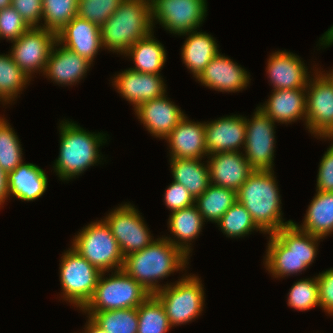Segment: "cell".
<instances>
[{"label": "cell", "instance_id": "obj_43", "mask_svg": "<svg viewBox=\"0 0 333 333\" xmlns=\"http://www.w3.org/2000/svg\"><path fill=\"white\" fill-rule=\"evenodd\" d=\"M319 162L316 191L333 192V140Z\"/></svg>", "mask_w": 333, "mask_h": 333}, {"label": "cell", "instance_id": "obj_32", "mask_svg": "<svg viewBox=\"0 0 333 333\" xmlns=\"http://www.w3.org/2000/svg\"><path fill=\"white\" fill-rule=\"evenodd\" d=\"M30 81L31 79L14 62L10 52L0 54V102L3 106L13 103Z\"/></svg>", "mask_w": 333, "mask_h": 333}, {"label": "cell", "instance_id": "obj_29", "mask_svg": "<svg viewBox=\"0 0 333 333\" xmlns=\"http://www.w3.org/2000/svg\"><path fill=\"white\" fill-rule=\"evenodd\" d=\"M153 33L138 40L124 56L130 57L134 61V67L130 69L141 73L161 75L160 72L165 65L167 53L164 45L156 40Z\"/></svg>", "mask_w": 333, "mask_h": 333}, {"label": "cell", "instance_id": "obj_21", "mask_svg": "<svg viewBox=\"0 0 333 333\" xmlns=\"http://www.w3.org/2000/svg\"><path fill=\"white\" fill-rule=\"evenodd\" d=\"M207 159L210 183L235 191L254 171L242 151L213 153Z\"/></svg>", "mask_w": 333, "mask_h": 333}, {"label": "cell", "instance_id": "obj_12", "mask_svg": "<svg viewBox=\"0 0 333 333\" xmlns=\"http://www.w3.org/2000/svg\"><path fill=\"white\" fill-rule=\"evenodd\" d=\"M134 204L126 202L111 210L104 220L117 240L124 258L149 246L154 241L144 218Z\"/></svg>", "mask_w": 333, "mask_h": 333}, {"label": "cell", "instance_id": "obj_27", "mask_svg": "<svg viewBox=\"0 0 333 333\" xmlns=\"http://www.w3.org/2000/svg\"><path fill=\"white\" fill-rule=\"evenodd\" d=\"M180 36H187L181 48V58L189 72L197 78L209 62L220 52L216 39L206 33L194 30Z\"/></svg>", "mask_w": 333, "mask_h": 333}, {"label": "cell", "instance_id": "obj_6", "mask_svg": "<svg viewBox=\"0 0 333 333\" xmlns=\"http://www.w3.org/2000/svg\"><path fill=\"white\" fill-rule=\"evenodd\" d=\"M100 274L94 294L80 310L91 316L95 312L138 308L151 294L125 271Z\"/></svg>", "mask_w": 333, "mask_h": 333}, {"label": "cell", "instance_id": "obj_48", "mask_svg": "<svg viewBox=\"0 0 333 333\" xmlns=\"http://www.w3.org/2000/svg\"><path fill=\"white\" fill-rule=\"evenodd\" d=\"M11 1L12 0H0V10L11 6Z\"/></svg>", "mask_w": 333, "mask_h": 333}, {"label": "cell", "instance_id": "obj_15", "mask_svg": "<svg viewBox=\"0 0 333 333\" xmlns=\"http://www.w3.org/2000/svg\"><path fill=\"white\" fill-rule=\"evenodd\" d=\"M112 85L116 91L133 105L140 104L166 95V84L161 75L141 73L130 68L114 75Z\"/></svg>", "mask_w": 333, "mask_h": 333}, {"label": "cell", "instance_id": "obj_17", "mask_svg": "<svg viewBox=\"0 0 333 333\" xmlns=\"http://www.w3.org/2000/svg\"><path fill=\"white\" fill-rule=\"evenodd\" d=\"M266 72L273 89H306L311 73L298 55L287 50L273 52L267 59Z\"/></svg>", "mask_w": 333, "mask_h": 333}, {"label": "cell", "instance_id": "obj_40", "mask_svg": "<svg viewBox=\"0 0 333 333\" xmlns=\"http://www.w3.org/2000/svg\"><path fill=\"white\" fill-rule=\"evenodd\" d=\"M29 28L12 6L0 10V40L5 38L9 42L17 40Z\"/></svg>", "mask_w": 333, "mask_h": 333}, {"label": "cell", "instance_id": "obj_45", "mask_svg": "<svg viewBox=\"0 0 333 333\" xmlns=\"http://www.w3.org/2000/svg\"><path fill=\"white\" fill-rule=\"evenodd\" d=\"M7 176L8 174L0 167V208L3 207L5 200L7 202L9 198Z\"/></svg>", "mask_w": 333, "mask_h": 333}, {"label": "cell", "instance_id": "obj_41", "mask_svg": "<svg viewBox=\"0 0 333 333\" xmlns=\"http://www.w3.org/2000/svg\"><path fill=\"white\" fill-rule=\"evenodd\" d=\"M195 198L188 189L175 181L167 186L164 193V204L172 212L194 204Z\"/></svg>", "mask_w": 333, "mask_h": 333}, {"label": "cell", "instance_id": "obj_9", "mask_svg": "<svg viewBox=\"0 0 333 333\" xmlns=\"http://www.w3.org/2000/svg\"><path fill=\"white\" fill-rule=\"evenodd\" d=\"M59 265L60 296L81 310L92 298L102 272L71 247L62 254Z\"/></svg>", "mask_w": 333, "mask_h": 333}, {"label": "cell", "instance_id": "obj_14", "mask_svg": "<svg viewBox=\"0 0 333 333\" xmlns=\"http://www.w3.org/2000/svg\"><path fill=\"white\" fill-rule=\"evenodd\" d=\"M57 41V34L41 27H30L17 40L11 41L14 62L31 79L44 73L48 57Z\"/></svg>", "mask_w": 333, "mask_h": 333}, {"label": "cell", "instance_id": "obj_10", "mask_svg": "<svg viewBox=\"0 0 333 333\" xmlns=\"http://www.w3.org/2000/svg\"><path fill=\"white\" fill-rule=\"evenodd\" d=\"M331 70L326 73L315 67L306 86L305 126L315 138L325 140L333 133V69Z\"/></svg>", "mask_w": 333, "mask_h": 333}, {"label": "cell", "instance_id": "obj_1", "mask_svg": "<svg viewBox=\"0 0 333 333\" xmlns=\"http://www.w3.org/2000/svg\"><path fill=\"white\" fill-rule=\"evenodd\" d=\"M320 239L294 223L284 226L269 234L264 267L276 279L306 271L317 256Z\"/></svg>", "mask_w": 333, "mask_h": 333}, {"label": "cell", "instance_id": "obj_44", "mask_svg": "<svg viewBox=\"0 0 333 333\" xmlns=\"http://www.w3.org/2000/svg\"><path fill=\"white\" fill-rule=\"evenodd\" d=\"M320 308L325 313L333 314V268L319 273L317 276Z\"/></svg>", "mask_w": 333, "mask_h": 333}, {"label": "cell", "instance_id": "obj_34", "mask_svg": "<svg viewBox=\"0 0 333 333\" xmlns=\"http://www.w3.org/2000/svg\"><path fill=\"white\" fill-rule=\"evenodd\" d=\"M217 225L229 238L245 237L253 231L263 233L254 223L247 209L238 201L223 214Z\"/></svg>", "mask_w": 333, "mask_h": 333}, {"label": "cell", "instance_id": "obj_47", "mask_svg": "<svg viewBox=\"0 0 333 333\" xmlns=\"http://www.w3.org/2000/svg\"><path fill=\"white\" fill-rule=\"evenodd\" d=\"M88 320L85 324V328H83V332L80 333H108L104 329H102L100 326H98L89 316H87Z\"/></svg>", "mask_w": 333, "mask_h": 333}, {"label": "cell", "instance_id": "obj_42", "mask_svg": "<svg viewBox=\"0 0 333 333\" xmlns=\"http://www.w3.org/2000/svg\"><path fill=\"white\" fill-rule=\"evenodd\" d=\"M11 6L21 15L29 27H41L43 0H12Z\"/></svg>", "mask_w": 333, "mask_h": 333}, {"label": "cell", "instance_id": "obj_31", "mask_svg": "<svg viewBox=\"0 0 333 333\" xmlns=\"http://www.w3.org/2000/svg\"><path fill=\"white\" fill-rule=\"evenodd\" d=\"M236 201L235 190L210 183L208 188L195 198L194 204L205 222L209 221L216 224Z\"/></svg>", "mask_w": 333, "mask_h": 333}, {"label": "cell", "instance_id": "obj_18", "mask_svg": "<svg viewBox=\"0 0 333 333\" xmlns=\"http://www.w3.org/2000/svg\"><path fill=\"white\" fill-rule=\"evenodd\" d=\"M207 153L234 152L244 149L246 139L245 116L227 115L205 122Z\"/></svg>", "mask_w": 333, "mask_h": 333}, {"label": "cell", "instance_id": "obj_46", "mask_svg": "<svg viewBox=\"0 0 333 333\" xmlns=\"http://www.w3.org/2000/svg\"><path fill=\"white\" fill-rule=\"evenodd\" d=\"M333 45V25L319 38V46L324 48Z\"/></svg>", "mask_w": 333, "mask_h": 333}, {"label": "cell", "instance_id": "obj_38", "mask_svg": "<svg viewBox=\"0 0 333 333\" xmlns=\"http://www.w3.org/2000/svg\"><path fill=\"white\" fill-rule=\"evenodd\" d=\"M287 296V305L294 310L308 311L320 307L317 277L294 282Z\"/></svg>", "mask_w": 333, "mask_h": 333}, {"label": "cell", "instance_id": "obj_23", "mask_svg": "<svg viewBox=\"0 0 333 333\" xmlns=\"http://www.w3.org/2000/svg\"><path fill=\"white\" fill-rule=\"evenodd\" d=\"M57 41L92 63L103 49L100 27L77 15L57 33Z\"/></svg>", "mask_w": 333, "mask_h": 333}, {"label": "cell", "instance_id": "obj_37", "mask_svg": "<svg viewBox=\"0 0 333 333\" xmlns=\"http://www.w3.org/2000/svg\"><path fill=\"white\" fill-rule=\"evenodd\" d=\"M78 0H43L41 28L58 33L77 15Z\"/></svg>", "mask_w": 333, "mask_h": 333}, {"label": "cell", "instance_id": "obj_24", "mask_svg": "<svg viewBox=\"0 0 333 333\" xmlns=\"http://www.w3.org/2000/svg\"><path fill=\"white\" fill-rule=\"evenodd\" d=\"M258 108L274 122L287 125L303 120L306 125V89L272 90Z\"/></svg>", "mask_w": 333, "mask_h": 333}, {"label": "cell", "instance_id": "obj_19", "mask_svg": "<svg viewBox=\"0 0 333 333\" xmlns=\"http://www.w3.org/2000/svg\"><path fill=\"white\" fill-rule=\"evenodd\" d=\"M133 110L146 130L160 139H165L185 116L167 95L146 101Z\"/></svg>", "mask_w": 333, "mask_h": 333}, {"label": "cell", "instance_id": "obj_3", "mask_svg": "<svg viewBox=\"0 0 333 333\" xmlns=\"http://www.w3.org/2000/svg\"><path fill=\"white\" fill-rule=\"evenodd\" d=\"M58 127L60 151L53 170L60 180L75 179L91 166L102 162L103 155L99 152V147L107 142L108 134L86 131L77 123L65 119Z\"/></svg>", "mask_w": 333, "mask_h": 333}, {"label": "cell", "instance_id": "obj_26", "mask_svg": "<svg viewBox=\"0 0 333 333\" xmlns=\"http://www.w3.org/2000/svg\"><path fill=\"white\" fill-rule=\"evenodd\" d=\"M204 222L195 204L179 209L170 213L167 222L170 234L174 237L164 236V238L176 248H179L189 258L193 250L191 247L193 240L198 238L202 227H204Z\"/></svg>", "mask_w": 333, "mask_h": 333}, {"label": "cell", "instance_id": "obj_30", "mask_svg": "<svg viewBox=\"0 0 333 333\" xmlns=\"http://www.w3.org/2000/svg\"><path fill=\"white\" fill-rule=\"evenodd\" d=\"M202 159L170 158L173 181L182 184L194 197L200 196L210 184L208 162Z\"/></svg>", "mask_w": 333, "mask_h": 333}, {"label": "cell", "instance_id": "obj_11", "mask_svg": "<svg viewBox=\"0 0 333 333\" xmlns=\"http://www.w3.org/2000/svg\"><path fill=\"white\" fill-rule=\"evenodd\" d=\"M152 26L158 24L173 35L199 30L207 16V0H150Z\"/></svg>", "mask_w": 333, "mask_h": 333}, {"label": "cell", "instance_id": "obj_36", "mask_svg": "<svg viewBox=\"0 0 333 333\" xmlns=\"http://www.w3.org/2000/svg\"><path fill=\"white\" fill-rule=\"evenodd\" d=\"M8 120L0 115V167L7 174L23 163V149Z\"/></svg>", "mask_w": 333, "mask_h": 333}, {"label": "cell", "instance_id": "obj_28", "mask_svg": "<svg viewBox=\"0 0 333 333\" xmlns=\"http://www.w3.org/2000/svg\"><path fill=\"white\" fill-rule=\"evenodd\" d=\"M303 224L298 225L300 230L320 237L324 240L326 236L333 233V192L316 191L315 196L306 210Z\"/></svg>", "mask_w": 333, "mask_h": 333}, {"label": "cell", "instance_id": "obj_33", "mask_svg": "<svg viewBox=\"0 0 333 333\" xmlns=\"http://www.w3.org/2000/svg\"><path fill=\"white\" fill-rule=\"evenodd\" d=\"M137 314V333H168L172 328L163 305L154 295L137 308Z\"/></svg>", "mask_w": 333, "mask_h": 333}, {"label": "cell", "instance_id": "obj_5", "mask_svg": "<svg viewBox=\"0 0 333 333\" xmlns=\"http://www.w3.org/2000/svg\"><path fill=\"white\" fill-rule=\"evenodd\" d=\"M153 30L150 0H123L100 27V34L104 49L124 55Z\"/></svg>", "mask_w": 333, "mask_h": 333}, {"label": "cell", "instance_id": "obj_8", "mask_svg": "<svg viewBox=\"0 0 333 333\" xmlns=\"http://www.w3.org/2000/svg\"><path fill=\"white\" fill-rule=\"evenodd\" d=\"M174 283L163 284L154 296L163 305L172 327L194 321L202 314L205 291L202 280L196 275H182Z\"/></svg>", "mask_w": 333, "mask_h": 333}, {"label": "cell", "instance_id": "obj_39", "mask_svg": "<svg viewBox=\"0 0 333 333\" xmlns=\"http://www.w3.org/2000/svg\"><path fill=\"white\" fill-rule=\"evenodd\" d=\"M123 0H78L77 16L101 27Z\"/></svg>", "mask_w": 333, "mask_h": 333}, {"label": "cell", "instance_id": "obj_2", "mask_svg": "<svg viewBox=\"0 0 333 333\" xmlns=\"http://www.w3.org/2000/svg\"><path fill=\"white\" fill-rule=\"evenodd\" d=\"M189 259L162 236L144 249L126 256L122 270L154 295L163 288L160 280L179 270L186 271Z\"/></svg>", "mask_w": 333, "mask_h": 333}, {"label": "cell", "instance_id": "obj_35", "mask_svg": "<svg viewBox=\"0 0 333 333\" xmlns=\"http://www.w3.org/2000/svg\"><path fill=\"white\" fill-rule=\"evenodd\" d=\"M90 318L108 333H137V308L95 312Z\"/></svg>", "mask_w": 333, "mask_h": 333}, {"label": "cell", "instance_id": "obj_25", "mask_svg": "<svg viewBox=\"0 0 333 333\" xmlns=\"http://www.w3.org/2000/svg\"><path fill=\"white\" fill-rule=\"evenodd\" d=\"M8 191L10 196L21 201H35L48 187V176L45 171L33 163H21L8 173Z\"/></svg>", "mask_w": 333, "mask_h": 333}, {"label": "cell", "instance_id": "obj_7", "mask_svg": "<svg viewBox=\"0 0 333 333\" xmlns=\"http://www.w3.org/2000/svg\"><path fill=\"white\" fill-rule=\"evenodd\" d=\"M71 241V248L100 272L123 269L124 255L104 219L85 225Z\"/></svg>", "mask_w": 333, "mask_h": 333}, {"label": "cell", "instance_id": "obj_22", "mask_svg": "<svg viewBox=\"0 0 333 333\" xmlns=\"http://www.w3.org/2000/svg\"><path fill=\"white\" fill-rule=\"evenodd\" d=\"M186 115L165 138L170 158L203 159L208 156L205 122H194Z\"/></svg>", "mask_w": 333, "mask_h": 333}, {"label": "cell", "instance_id": "obj_20", "mask_svg": "<svg viewBox=\"0 0 333 333\" xmlns=\"http://www.w3.org/2000/svg\"><path fill=\"white\" fill-rule=\"evenodd\" d=\"M92 62L55 42L48 57L43 75L61 86L75 85L83 79Z\"/></svg>", "mask_w": 333, "mask_h": 333}, {"label": "cell", "instance_id": "obj_4", "mask_svg": "<svg viewBox=\"0 0 333 333\" xmlns=\"http://www.w3.org/2000/svg\"><path fill=\"white\" fill-rule=\"evenodd\" d=\"M273 171L254 170L236 191L237 201L250 213L263 234H274L293 220L284 222L281 195Z\"/></svg>", "mask_w": 333, "mask_h": 333}, {"label": "cell", "instance_id": "obj_49", "mask_svg": "<svg viewBox=\"0 0 333 333\" xmlns=\"http://www.w3.org/2000/svg\"><path fill=\"white\" fill-rule=\"evenodd\" d=\"M327 139H332L333 140V133Z\"/></svg>", "mask_w": 333, "mask_h": 333}, {"label": "cell", "instance_id": "obj_13", "mask_svg": "<svg viewBox=\"0 0 333 333\" xmlns=\"http://www.w3.org/2000/svg\"><path fill=\"white\" fill-rule=\"evenodd\" d=\"M251 119L245 117L244 156L253 170L273 171L276 146L275 123L258 107Z\"/></svg>", "mask_w": 333, "mask_h": 333}, {"label": "cell", "instance_id": "obj_16", "mask_svg": "<svg viewBox=\"0 0 333 333\" xmlns=\"http://www.w3.org/2000/svg\"><path fill=\"white\" fill-rule=\"evenodd\" d=\"M250 74L228 56L220 52L196 78L201 85L220 92H240L250 83Z\"/></svg>", "mask_w": 333, "mask_h": 333}]
</instances>
